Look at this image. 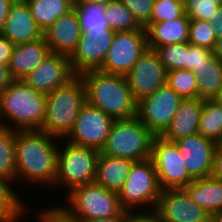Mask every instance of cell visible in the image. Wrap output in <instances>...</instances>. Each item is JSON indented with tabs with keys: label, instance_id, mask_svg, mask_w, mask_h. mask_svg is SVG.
Wrapping results in <instances>:
<instances>
[{
	"label": "cell",
	"instance_id": "cell-47",
	"mask_svg": "<svg viewBox=\"0 0 222 222\" xmlns=\"http://www.w3.org/2000/svg\"><path fill=\"white\" fill-rule=\"evenodd\" d=\"M213 55L222 62V38L215 41V45L212 49Z\"/></svg>",
	"mask_w": 222,
	"mask_h": 222
},
{
	"label": "cell",
	"instance_id": "cell-17",
	"mask_svg": "<svg viewBox=\"0 0 222 222\" xmlns=\"http://www.w3.org/2000/svg\"><path fill=\"white\" fill-rule=\"evenodd\" d=\"M183 155V163L189 175L195 179L209 177L217 143L200 133L174 141Z\"/></svg>",
	"mask_w": 222,
	"mask_h": 222
},
{
	"label": "cell",
	"instance_id": "cell-48",
	"mask_svg": "<svg viewBox=\"0 0 222 222\" xmlns=\"http://www.w3.org/2000/svg\"><path fill=\"white\" fill-rule=\"evenodd\" d=\"M111 0H78L76 3H90V4H102L105 5Z\"/></svg>",
	"mask_w": 222,
	"mask_h": 222
},
{
	"label": "cell",
	"instance_id": "cell-44",
	"mask_svg": "<svg viewBox=\"0 0 222 222\" xmlns=\"http://www.w3.org/2000/svg\"><path fill=\"white\" fill-rule=\"evenodd\" d=\"M14 80L8 66L0 65V93H2Z\"/></svg>",
	"mask_w": 222,
	"mask_h": 222
},
{
	"label": "cell",
	"instance_id": "cell-30",
	"mask_svg": "<svg viewBox=\"0 0 222 222\" xmlns=\"http://www.w3.org/2000/svg\"><path fill=\"white\" fill-rule=\"evenodd\" d=\"M0 177L16 182L15 130L0 127Z\"/></svg>",
	"mask_w": 222,
	"mask_h": 222
},
{
	"label": "cell",
	"instance_id": "cell-50",
	"mask_svg": "<svg viewBox=\"0 0 222 222\" xmlns=\"http://www.w3.org/2000/svg\"><path fill=\"white\" fill-rule=\"evenodd\" d=\"M213 100H215L220 106H222V89Z\"/></svg>",
	"mask_w": 222,
	"mask_h": 222
},
{
	"label": "cell",
	"instance_id": "cell-32",
	"mask_svg": "<svg viewBox=\"0 0 222 222\" xmlns=\"http://www.w3.org/2000/svg\"><path fill=\"white\" fill-rule=\"evenodd\" d=\"M166 84L172 88L182 99L198 98L196 77L188 69L167 71Z\"/></svg>",
	"mask_w": 222,
	"mask_h": 222
},
{
	"label": "cell",
	"instance_id": "cell-13",
	"mask_svg": "<svg viewBox=\"0 0 222 222\" xmlns=\"http://www.w3.org/2000/svg\"><path fill=\"white\" fill-rule=\"evenodd\" d=\"M125 77L133 99L138 102L166 84L167 69L157 52L148 48Z\"/></svg>",
	"mask_w": 222,
	"mask_h": 222
},
{
	"label": "cell",
	"instance_id": "cell-18",
	"mask_svg": "<svg viewBox=\"0 0 222 222\" xmlns=\"http://www.w3.org/2000/svg\"><path fill=\"white\" fill-rule=\"evenodd\" d=\"M82 30L76 10L60 16L43 32L46 44L52 53L70 56L79 42Z\"/></svg>",
	"mask_w": 222,
	"mask_h": 222
},
{
	"label": "cell",
	"instance_id": "cell-22",
	"mask_svg": "<svg viewBox=\"0 0 222 222\" xmlns=\"http://www.w3.org/2000/svg\"><path fill=\"white\" fill-rule=\"evenodd\" d=\"M133 163L134 161L130 159L112 157L100 152L94 183L118 194L127 180Z\"/></svg>",
	"mask_w": 222,
	"mask_h": 222
},
{
	"label": "cell",
	"instance_id": "cell-9",
	"mask_svg": "<svg viewBox=\"0 0 222 222\" xmlns=\"http://www.w3.org/2000/svg\"><path fill=\"white\" fill-rule=\"evenodd\" d=\"M148 50L146 29L115 32L100 71L126 76Z\"/></svg>",
	"mask_w": 222,
	"mask_h": 222
},
{
	"label": "cell",
	"instance_id": "cell-16",
	"mask_svg": "<svg viewBox=\"0 0 222 222\" xmlns=\"http://www.w3.org/2000/svg\"><path fill=\"white\" fill-rule=\"evenodd\" d=\"M75 75L70 65L69 56L51 52L22 81L35 90L48 94L67 83Z\"/></svg>",
	"mask_w": 222,
	"mask_h": 222
},
{
	"label": "cell",
	"instance_id": "cell-31",
	"mask_svg": "<svg viewBox=\"0 0 222 222\" xmlns=\"http://www.w3.org/2000/svg\"><path fill=\"white\" fill-rule=\"evenodd\" d=\"M82 33L84 31H97L110 29L106 19L104 5L90 3H75Z\"/></svg>",
	"mask_w": 222,
	"mask_h": 222
},
{
	"label": "cell",
	"instance_id": "cell-41",
	"mask_svg": "<svg viewBox=\"0 0 222 222\" xmlns=\"http://www.w3.org/2000/svg\"><path fill=\"white\" fill-rule=\"evenodd\" d=\"M13 48H14V44L1 34L0 35V65L8 66Z\"/></svg>",
	"mask_w": 222,
	"mask_h": 222
},
{
	"label": "cell",
	"instance_id": "cell-19",
	"mask_svg": "<svg viewBox=\"0 0 222 222\" xmlns=\"http://www.w3.org/2000/svg\"><path fill=\"white\" fill-rule=\"evenodd\" d=\"M2 35L14 45L32 42L43 37L25 1H15L4 22Z\"/></svg>",
	"mask_w": 222,
	"mask_h": 222
},
{
	"label": "cell",
	"instance_id": "cell-27",
	"mask_svg": "<svg viewBox=\"0 0 222 222\" xmlns=\"http://www.w3.org/2000/svg\"><path fill=\"white\" fill-rule=\"evenodd\" d=\"M12 182L0 177V222H20L30 207L13 191ZM19 197V198H18Z\"/></svg>",
	"mask_w": 222,
	"mask_h": 222
},
{
	"label": "cell",
	"instance_id": "cell-14",
	"mask_svg": "<svg viewBox=\"0 0 222 222\" xmlns=\"http://www.w3.org/2000/svg\"><path fill=\"white\" fill-rule=\"evenodd\" d=\"M114 33L112 29L84 31L69 56L72 71L79 75L87 70L98 69L106 58Z\"/></svg>",
	"mask_w": 222,
	"mask_h": 222
},
{
	"label": "cell",
	"instance_id": "cell-46",
	"mask_svg": "<svg viewBox=\"0 0 222 222\" xmlns=\"http://www.w3.org/2000/svg\"><path fill=\"white\" fill-rule=\"evenodd\" d=\"M126 211H124L120 216L109 217V218H100L96 220H90L88 222H125Z\"/></svg>",
	"mask_w": 222,
	"mask_h": 222
},
{
	"label": "cell",
	"instance_id": "cell-26",
	"mask_svg": "<svg viewBox=\"0 0 222 222\" xmlns=\"http://www.w3.org/2000/svg\"><path fill=\"white\" fill-rule=\"evenodd\" d=\"M38 27L45 32L60 16L73 9L71 0H27Z\"/></svg>",
	"mask_w": 222,
	"mask_h": 222
},
{
	"label": "cell",
	"instance_id": "cell-11",
	"mask_svg": "<svg viewBox=\"0 0 222 222\" xmlns=\"http://www.w3.org/2000/svg\"><path fill=\"white\" fill-rule=\"evenodd\" d=\"M182 98L167 84L137 102L136 117L155 135L169 126Z\"/></svg>",
	"mask_w": 222,
	"mask_h": 222
},
{
	"label": "cell",
	"instance_id": "cell-8",
	"mask_svg": "<svg viewBox=\"0 0 222 222\" xmlns=\"http://www.w3.org/2000/svg\"><path fill=\"white\" fill-rule=\"evenodd\" d=\"M66 194L65 207L82 222L117 217L125 211L117 193L95 183L77 186Z\"/></svg>",
	"mask_w": 222,
	"mask_h": 222
},
{
	"label": "cell",
	"instance_id": "cell-1",
	"mask_svg": "<svg viewBox=\"0 0 222 222\" xmlns=\"http://www.w3.org/2000/svg\"><path fill=\"white\" fill-rule=\"evenodd\" d=\"M59 138L40 130L15 131L16 181L54 187Z\"/></svg>",
	"mask_w": 222,
	"mask_h": 222
},
{
	"label": "cell",
	"instance_id": "cell-43",
	"mask_svg": "<svg viewBox=\"0 0 222 222\" xmlns=\"http://www.w3.org/2000/svg\"><path fill=\"white\" fill-rule=\"evenodd\" d=\"M216 39L222 38V4L218 7L215 17L210 21Z\"/></svg>",
	"mask_w": 222,
	"mask_h": 222
},
{
	"label": "cell",
	"instance_id": "cell-15",
	"mask_svg": "<svg viewBox=\"0 0 222 222\" xmlns=\"http://www.w3.org/2000/svg\"><path fill=\"white\" fill-rule=\"evenodd\" d=\"M155 211L160 222H210L211 216L184 189L162 190Z\"/></svg>",
	"mask_w": 222,
	"mask_h": 222
},
{
	"label": "cell",
	"instance_id": "cell-10",
	"mask_svg": "<svg viewBox=\"0 0 222 222\" xmlns=\"http://www.w3.org/2000/svg\"><path fill=\"white\" fill-rule=\"evenodd\" d=\"M151 160L155 166L161 190L184 189L194 179L189 175L183 155L175 142L155 136Z\"/></svg>",
	"mask_w": 222,
	"mask_h": 222
},
{
	"label": "cell",
	"instance_id": "cell-51",
	"mask_svg": "<svg viewBox=\"0 0 222 222\" xmlns=\"http://www.w3.org/2000/svg\"><path fill=\"white\" fill-rule=\"evenodd\" d=\"M74 4L78 1V0H71Z\"/></svg>",
	"mask_w": 222,
	"mask_h": 222
},
{
	"label": "cell",
	"instance_id": "cell-45",
	"mask_svg": "<svg viewBox=\"0 0 222 222\" xmlns=\"http://www.w3.org/2000/svg\"><path fill=\"white\" fill-rule=\"evenodd\" d=\"M16 0H0V35L11 6Z\"/></svg>",
	"mask_w": 222,
	"mask_h": 222
},
{
	"label": "cell",
	"instance_id": "cell-3",
	"mask_svg": "<svg viewBox=\"0 0 222 222\" xmlns=\"http://www.w3.org/2000/svg\"><path fill=\"white\" fill-rule=\"evenodd\" d=\"M45 116L46 94L24 81L14 80L0 93V127L15 131L41 130Z\"/></svg>",
	"mask_w": 222,
	"mask_h": 222
},
{
	"label": "cell",
	"instance_id": "cell-34",
	"mask_svg": "<svg viewBox=\"0 0 222 222\" xmlns=\"http://www.w3.org/2000/svg\"><path fill=\"white\" fill-rule=\"evenodd\" d=\"M216 40L210 21L190 20L189 44L212 50Z\"/></svg>",
	"mask_w": 222,
	"mask_h": 222
},
{
	"label": "cell",
	"instance_id": "cell-28",
	"mask_svg": "<svg viewBox=\"0 0 222 222\" xmlns=\"http://www.w3.org/2000/svg\"><path fill=\"white\" fill-rule=\"evenodd\" d=\"M198 133L217 144L222 143V106L215 100H203Z\"/></svg>",
	"mask_w": 222,
	"mask_h": 222
},
{
	"label": "cell",
	"instance_id": "cell-40",
	"mask_svg": "<svg viewBox=\"0 0 222 222\" xmlns=\"http://www.w3.org/2000/svg\"><path fill=\"white\" fill-rule=\"evenodd\" d=\"M126 211L125 222H160L159 216L155 210L145 211Z\"/></svg>",
	"mask_w": 222,
	"mask_h": 222
},
{
	"label": "cell",
	"instance_id": "cell-36",
	"mask_svg": "<svg viewBox=\"0 0 222 222\" xmlns=\"http://www.w3.org/2000/svg\"><path fill=\"white\" fill-rule=\"evenodd\" d=\"M183 14V0H154L151 23L175 20Z\"/></svg>",
	"mask_w": 222,
	"mask_h": 222
},
{
	"label": "cell",
	"instance_id": "cell-37",
	"mask_svg": "<svg viewBox=\"0 0 222 222\" xmlns=\"http://www.w3.org/2000/svg\"><path fill=\"white\" fill-rule=\"evenodd\" d=\"M144 28L151 23L154 0H120Z\"/></svg>",
	"mask_w": 222,
	"mask_h": 222
},
{
	"label": "cell",
	"instance_id": "cell-38",
	"mask_svg": "<svg viewBox=\"0 0 222 222\" xmlns=\"http://www.w3.org/2000/svg\"><path fill=\"white\" fill-rule=\"evenodd\" d=\"M55 206V207H54ZM36 217L40 222H82L77 216H74L64 205H53L50 208H44Z\"/></svg>",
	"mask_w": 222,
	"mask_h": 222
},
{
	"label": "cell",
	"instance_id": "cell-5",
	"mask_svg": "<svg viewBox=\"0 0 222 222\" xmlns=\"http://www.w3.org/2000/svg\"><path fill=\"white\" fill-rule=\"evenodd\" d=\"M155 135L137 118L115 120L102 154L134 162L151 158Z\"/></svg>",
	"mask_w": 222,
	"mask_h": 222
},
{
	"label": "cell",
	"instance_id": "cell-49",
	"mask_svg": "<svg viewBox=\"0 0 222 222\" xmlns=\"http://www.w3.org/2000/svg\"><path fill=\"white\" fill-rule=\"evenodd\" d=\"M210 222H222V210L210 216Z\"/></svg>",
	"mask_w": 222,
	"mask_h": 222
},
{
	"label": "cell",
	"instance_id": "cell-25",
	"mask_svg": "<svg viewBox=\"0 0 222 222\" xmlns=\"http://www.w3.org/2000/svg\"><path fill=\"white\" fill-rule=\"evenodd\" d=\"M198 86V98L203 100L214 99L222 89V62L213 52L205 59L198 72H193Z\"/></svg>",
	"mask_w": 222,
	"mask_h": 222
},
{
	"label": "cell",
	"instance_id": "cell-6",
	"mask_svg": "<svg viewBox=\"0 0 222 222\" xmlns=\"http://www.w3.org/2000/svg\"><path fill=\"white\" fill-rule=\"evenodd\" d=\"M62 147L61 145L58 147L54 187H67L68 193L77 186L94 183L100 151L67 141Z\"/></svg>",
	"mask_w": 222,
	"mask_h": 222
},
{
	"label": "cell",
	"instance_id": "cell-42",
	"mask_svg": "<svg viewBox=\"0 0 222 222\" xmlns=\"http://www.w3.org/2000/svg\"><path fill=\"white\" fill-rule=\"evenodd\" d=\"M211 177L222 180V143L218 144L214 156Z\"/></svg>",
	"mask_w": 222,
	"mask_h": 222
},
{
	"label": "cell",
	"instance_id": "cell-7",
	"mask_svg": "<svg viewBox=\"0 0 222 222\" xmlns=\"http://www.w3.org/2000/svg\"><path fill=\"white\" fill-rule=\"evenodd\" d=\"M161 191L155 166L148 158L133 163L118 196L125 211H142L143 206L151 211L155 210Z\"/></svg>",
	"mask_w": 222,
	"mask_h": 222
},
{
	"label": "cell",
	"instance_id": "cell-2",
	"mask_svg": "<svg viewBox=\"0 0 222 222\" xmlns=\"http://www.w3.org/2000/svg\"><path fill=\"white\" fill-rule=\"evenodd\" d=\"M86 90V102L114 120L136 117L137 102L133 99L125 76L91 69L79 74Z\"/></svg>",
	"mask_w": 222,
	"mask_h": 222
},
{
	"label": "cell",
	"instance_id": "cell-4",
	"mask_svg": "<svg viewBox=\"0 0 222 222\" xmlns=\"http://www.w3.org/2000/svg\"><path fill=\"white\" fill-rule=\"evenodd\" d=\"M86 103V90L80 75L46 94V116L40 131L61 139L74 127L81 107Z\"/></svg>",
	"mask_w": 222,
	"mask_h": 222
},
{
	"label": "cell",
	"instance_id": "cell-20",
	"mask_svg": "<svg viewBox=\"0 0 222 222\" xmlns=\"http://www.w3.org/2000/svg\"><path fill=\"white\" fill-rule=\"evenodd\" d=\"M51 53L44 36L32 42L14 45L8 64L15 80H22Z\"/></svg>",
	"mask_w": 222,
	"mask_h": 222
},
{
	"label": "cell",
	"instance_id": "cell-29",
	"mask_svg": "<svg viewBox=\"0 0 222 222\" xmlns=\"http://www.w3.org/2000/svg\"><path fill=\"white\" fill-rule=\"evenodd\" d=\"M104 9L109 28L114 32L145 29L120 0L109 1L104 5Z\"/></svg>",
	"mask_w": 222,
	"mask_h": 222
},
{
	"label": "cell",
	"instance_id": "cell-35",
	"mask_svg": "<svg viewBox=\"0 0 222 222\" xmlns=\"http://www.w3.org/2000/svg\"><path fill=\"white\" fill-rule=\"evenodd\" d=\"M221 4L220 0H183L184 13L190 20L211 21Z\"/></svg>",
	"mask_w": 222,
	"mask_h": 222
},
{
	"label": "cell",
	"instance_id": "cell-39",
	"mask_svg": "<svg viewBox=\"0 0 222 222\" xmlns=\"http://www.w3.org/2000/svg\"><path fill=\"white\" fill-rule=\"evenodd\" d=\"M212 53V50L191 45L187 42V63L186 69L198 72L203 66L205 59Z\"/></svg>",
	"mask_w": 222,
	"mask_h": 222
},
{
	"label": "cell",
	"instance_id": "cell-33",
	"mask_svg": "<svg viewBox=\"0 0 222 222\" xmlns=\"http://www.w3.org/2000/svg\"><path fill=\"white\" fill-rule=\"evenodd\" d=\"M155 51L167 71L186 69L187 42L159 46Z\"/></svg>",
	"mask_w": 222,
	"mask_h": 222
},
{
	"label": "cell",
	"instance_id": "cell-24",
	"mask_svg": "<svg viewBox=\"0 0 222 222\" xmlns=\"http://www.w3.org/2000/svg\"><path fill=\"white\" fill-rule=\"evenodd\" d=\"M184 190L209 215L222 210V180L211 176L195 179Z\"/></svg>",
	"mask_w": 222,
	"mask_h": 222
},
{
	"label": "cell",
	"instance_id": "cell-23",
	"mask_svg": "<svg viewBox=\"0 0 222 222\" xmlns=\"http://www.w3.org/2000/svg\"><path fill=\"white\" fill-rule=\"evenodd\" d=\"M189 22V17L184 13L175 20L150 23L145 28L148 48L156 50L159 46L188 42Z\"/></svg>",
	"mask_w": 222,
	"mask_h": 222
},
{
	"label": "cell",
	"instance_id": "cell-12",
	"mask_svg": "<svg viewBox=\"0 0 222 222\" xmlns=\"http://www.w3.org/2000/svg\"><path fill=\"white\" fill-rule=\"evenodd\" d=\"M114 121L105 112L86 102L78 113L73 129L63 142L66 140L77 146L101 151Z\"/></svg>",
	"mask_w": 222,
	"mask_h": 222
},
{
	"label": "cell",
	"instance_id": "cell-21",
	"mask_svg": "<svg viewBox=\"0 0 222 222\" xmlns=\"http://www.w3.org/2000/svg\"><path fill=\"white\" fill-rule=\"evenodd\" d=\"M202 108L203 99H182L172 121L160 136L174 142L197 134Z\"/></svg>",
	"mask_w": 222,
	"mask_h": 222
}]
</instances>
